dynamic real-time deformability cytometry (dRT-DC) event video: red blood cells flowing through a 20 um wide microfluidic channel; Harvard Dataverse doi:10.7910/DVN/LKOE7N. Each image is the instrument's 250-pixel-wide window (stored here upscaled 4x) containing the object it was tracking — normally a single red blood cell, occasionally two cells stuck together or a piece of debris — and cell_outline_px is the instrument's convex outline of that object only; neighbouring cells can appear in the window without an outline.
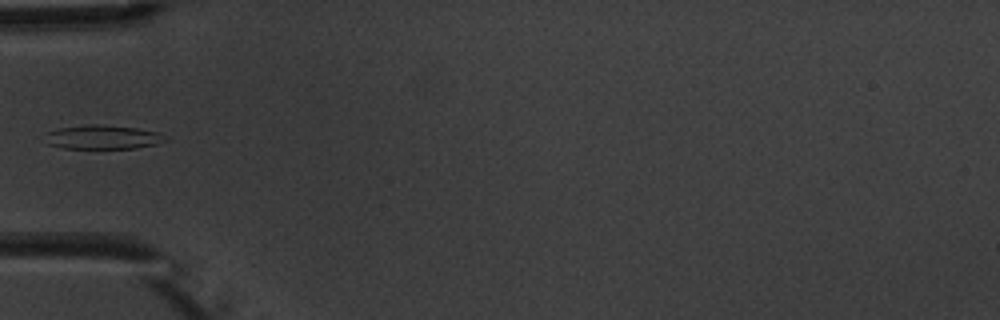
{"species": "common noctule bat (a hibernating species)", "species_latin": "Nyctalus noctula", "temperature_condition": "warm", "stored_images_in_passage": 5, "camera_frame_rate_fps": 3000, "um_per_image_px": 0.085, "animal": {"sex": "male", "body_mass_g": 20.1, "forearm_length_mm": 53.5}, "frame": {"image": 1, "passage_image": 5, "time_ms": 4.667, "image_size_px": [1000, 320], "cell_outline_px": [[164, 140], [156, 144], [136, 148], [64, 148], [48, 144], [44, 132], [60, 128], [88, 124], [96, 124], [136, 128], [156, 132], [164, 136]], "centroid_in_image_um": [8.66, 11.65], "position_along_channel_um": 76.3, "area_um2": 16.53}}